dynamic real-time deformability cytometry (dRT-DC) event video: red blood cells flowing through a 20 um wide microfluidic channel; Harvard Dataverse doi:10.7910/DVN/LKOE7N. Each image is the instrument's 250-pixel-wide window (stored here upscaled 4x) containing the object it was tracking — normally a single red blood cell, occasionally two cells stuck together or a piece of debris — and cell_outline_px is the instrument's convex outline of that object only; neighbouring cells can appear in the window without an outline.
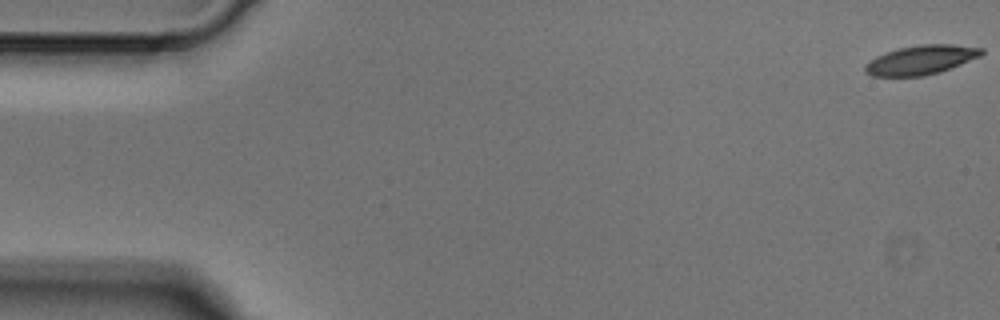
{"species": "Egyptian fruit bat (a non-hibernating species)", "species_latin": "Rousettus aegyptiacus", "temperature_condition": "cold", "stored_images_in_passage": 6, "camera_frame_rate_fps": 3000, "um_per_image_px": 0.085, "animal": {"sex": "male"}, "frame": {"image": 1, "passage_image": 1, "time_ms": 0.0, "image_size_px": [1000, 320], "cell_outline_px": [[984, 52], [980, 56], [940, 72], [924, 76], [872, 76], [864, 72], [864, 64], [876, 56], [900, 48], [920, 44], [952, 44], [984, 48]], "centroid_in_image_um": [78.27, 5.09], "position_along_channel_um": 6.7, "area_um2": 19.77}}
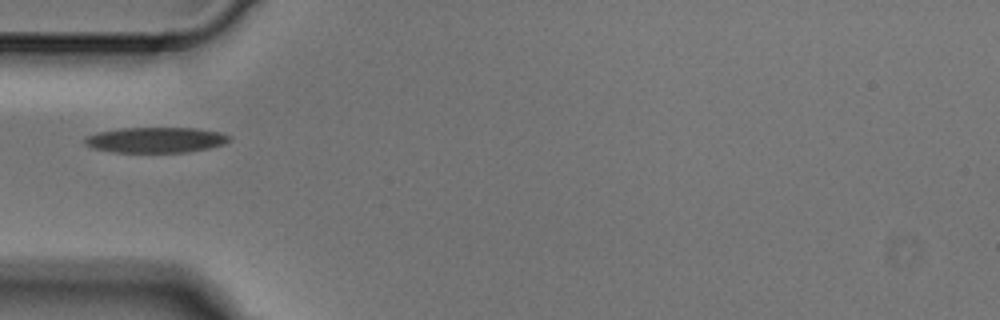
{"frame": {"image": 2, "passage_image": 5, "time_ms": 1.333, "image_size_px": [1000, 320], "cell_outline_px": [[232, 140], [224, 144], [208, 148], [188, 152], [112, 152], [92, 148], [84, 144], [84, 136], [96, 132], [120, 128], [196, 128], [220, 132], [232, 136]], "centroid_in_image_um": [13.23, 11.89], "position_along_channel_um": 71.8, "area_um2": 21.73}}
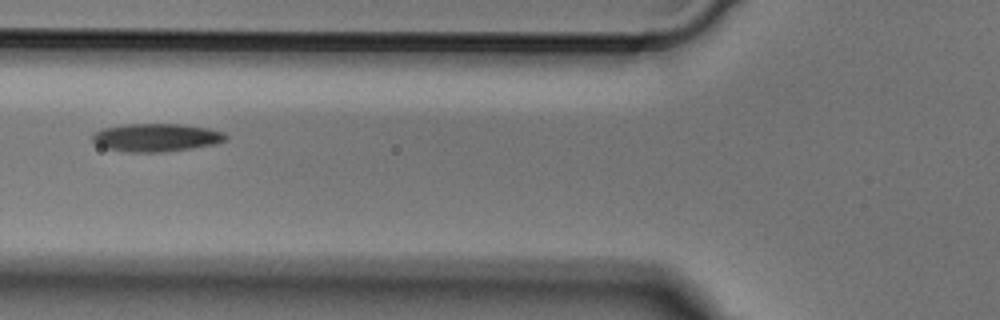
{"frame": {"image": 3, "passage_image": 6, "time_ms": 1.667, "image_size_px": [1000, 320], "cell_outline_px": [[228, 140], [216, 144], [192, 148], [160, 152], [124, 152], [108, 148], [96, 144], [92, 140], [92, 136], [100, 128], [120, 124], [180, 124], [208, 128], [224, 132], [228, 136]], "centroid_in_image_um": [13.29, 11.68], "position_along_channel_um": 112.5, "area_um2": 21.96}}